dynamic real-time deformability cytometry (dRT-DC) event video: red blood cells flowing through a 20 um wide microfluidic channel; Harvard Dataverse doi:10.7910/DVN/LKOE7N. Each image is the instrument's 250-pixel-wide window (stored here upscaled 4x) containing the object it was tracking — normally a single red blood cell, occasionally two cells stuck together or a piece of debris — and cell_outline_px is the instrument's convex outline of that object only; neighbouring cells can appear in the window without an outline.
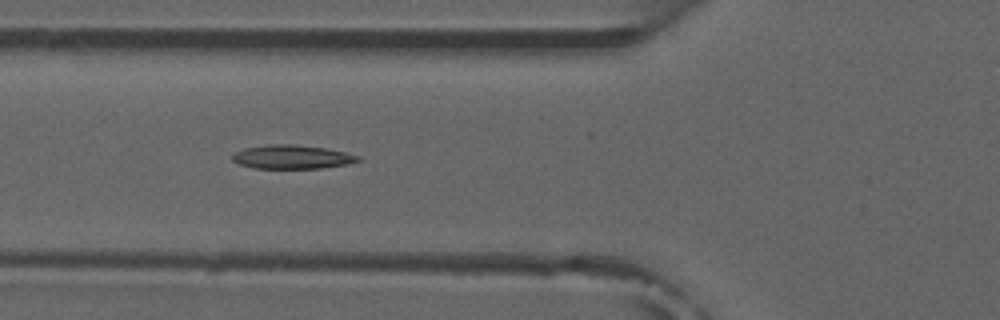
{"species": "common noctule bat (a hibernating species)", "species_latin": "Nyctalus noctula", "temperature_condition": "room temperature", "stored_images_in_passage": 5, "camera_frame_rate_fps": 3000, "um_per_image_px": 0.085, "animal": {"sex": "male", "forearm_length_mm": 52.5}, "frame": {"image": 1, "passage_image": 4, "time_ms": 3.667, "image_size_px": [1000, 320], "cell_outline_px": [[360, 160], [348, 164], [320, 168], [256, 168], [240, 164], [232, 160], [232, 156], [236, 152], [244, 148], [268, 144], [296, 144], [324, 148], [344, 152], [360, 156]], "centroid_in_image_um": [24.82, 13.33], "position_along_channel_um": 101.0, "area_um2": 17.28}}
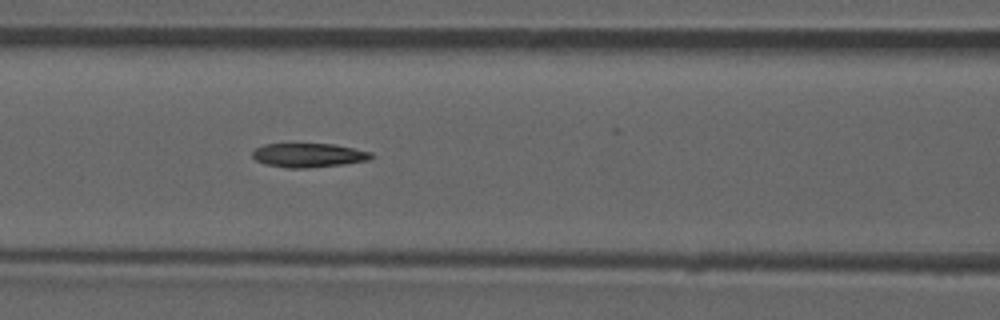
{"frame": {"image": 2, "passage_image": 5, "time_ms": 4.667, "image_size_px": [1000, 320], "cell_outline_px": [[376, 156], [368, 160], [344, 164], [308, 168], [288, 168], [264, 164], [256, 160], [252, 156], [252, 152], [256, 148], [264, 144], [336, 144], [372, 152]], "centroid_in_image_um": [26.26, 13.19], "position_along_channel_um": 140.3, "area_um2": 16.76}}